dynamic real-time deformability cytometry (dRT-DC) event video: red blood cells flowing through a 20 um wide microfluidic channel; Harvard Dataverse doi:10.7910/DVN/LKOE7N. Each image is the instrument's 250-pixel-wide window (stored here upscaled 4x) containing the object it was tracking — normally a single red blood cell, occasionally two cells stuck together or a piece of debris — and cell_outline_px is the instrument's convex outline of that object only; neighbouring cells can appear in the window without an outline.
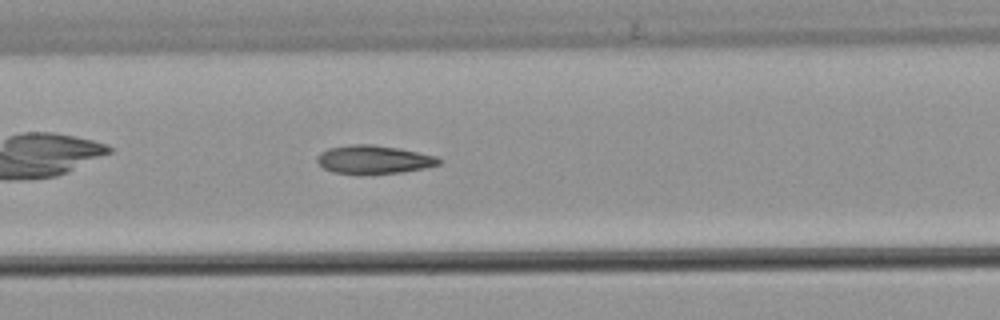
{"species": "common noctule bat (a hibernating species)", "species_latin": "Nyctalus noctula", "temperature_condition": "warm", "stored_images_in_passage": 33, "camera_frame_rate_fps": 3000, "um_per_image_px": 0.085, "animal": {"sex": "male", "body_mass_g": 21.5, "forearm_length_mm": 52.0}, "frame": {"image": 1, "passage_image": 10, "time_ms": 3.0, "image_size_px": [1000, 320], "cell_outline_px": [[440, 164], [424, 168], [404, 172], [332, 172], [324, 168], [316, 160], [316, 156], [320, 152], [328, 148], [352, 144], [372, 144], [396, 148], [436, 156], [440, 160]], "centroid_in_image_um": [31.74, 13.53], "position_along_channel_um": 175.7, "area_um2": 19.48}, "authors_computed_cell_mechanics": {"area_um2": 20.1722, "velocity_mm_per_s": 3.8915, "shape_relaxation_time_tau1_ms": null, "shape_relaxation_time_tau2_ms": 3.3333, "deformation_change_tau1": null, "deformation_change_tau2": 0.1134}}